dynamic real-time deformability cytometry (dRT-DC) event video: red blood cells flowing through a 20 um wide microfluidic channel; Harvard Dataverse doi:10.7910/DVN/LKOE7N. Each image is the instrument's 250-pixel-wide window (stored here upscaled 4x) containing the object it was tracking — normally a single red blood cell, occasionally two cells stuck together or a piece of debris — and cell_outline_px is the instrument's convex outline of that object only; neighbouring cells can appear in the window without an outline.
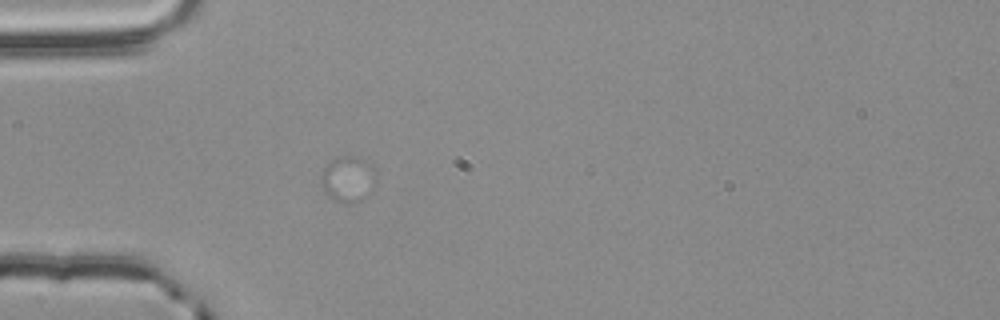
{"species": "common noctule bat (a hibernating species)", "species_latin": "Nyctalus noctula", "temperature_condition": "room temperature", "stored_images_in_passage": 4, "camera_frame_rate_fps": 3000, "um_per_image_px": 0.085, "animal": {"sex": "male", "body_mass_g": 20.4}, "frame": {"image": 1, "passage_image": 1, "time_ms": 0.0, "image_size_px": [1000, 320], "cell_outline_px": [[376, 188], [368, 196], [352, 204], [336, 200], [328, 196], [324, 192], [320, 184], [320, 176], [324, 168], [336, 156], [360, 156], [368, 164]], "centroid_in_image_um": [29.53, 15.24], "position_along_channel_um": 55.5, "area_um2": 14.57}}